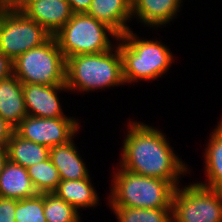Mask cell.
<instances>
[{
  "mask_svg": "<svg viewBox=\"0 0 222 222\" xmlns=\"http://www.w3.org/2000/svg\"><path fill=\"white\" fill-rule=\"evenodd\" d=\"M87 14L108 25L119 37L130 30L126 21L132 17V9L126 0H92Z\"/></svg>",
  "mask_w": 222,
  "mask_h": 222,
  "instance_id": "obj_13",
  "label": "cell"
},
{
  "mask_svg": "<svg viewBox=\"0 0 222 222\" xmlns=\"http://www.w3.org/2000/svg\"><path fill=\"white\" fill-rule=\"evenodd\" d=\"M15 222H47L44 216V193L16 200Z\"/></svg>",
  "mask_w": 222,
  "mask_h": 222,
  "instance_id": "obj_23",
  "label": "cell"
},
{
  "mask_svg": "<svg viewBox=\"0 0 222 222\" xmlns=\"http://www.w3.org/2000/svg\"><path fill=\"white\" fill-rule=\"evenodd\" d=\"M111 206L130 208H172L175 187L166 180L142 176L120 167L114 176Z\"/></svg>",
  "mask_w": 222,
  "mask_h": 222,
  "instance_id": "obj_3",
  "label": "cell"
},
{
  "mask_svg": "<svg viewBox=\"0 0 222 222\" xmlns=\"http://www.w3.org/2000/svg\"><path fill=\"white\" fill-rule=\"evenodd\" d=\"M44 216L47 222H80L78 210L55 193H44Z\"/></svg>",
  "mask_w": 222,
  "mask_h": 222,
  "instance_id": "obj_22",
  "label": "cell"
},
{
  "mask_svg": "<svg viewBox=\"0 0 222 222\" xmlns=\"http://www.w3.org/2000/svg\"><path fill=\"white\" fill-rule=\"evenodd\" d=\"M124 139L122 169L169 181L179 187V176L188 168L175 155L164 134L143 123L131 122Z\"/></svg>",
  "mask_w": 222,
  "mask_h": 222,
  "instance_id": "obj_1",
  "label": "cell"
},
{
  "mask_svg": "<svg viewBox=\"0 0 222 222\" xmlns=\"http://www.w3.org/2000/svg\"><path fill=\"white\" fill-rule=\"evenodd\" d=\"M27 115L22 83L11 74L0 81V116L15 129Z\"/></svg>",
  "mask_w": 222,
  "mask_h": 222,
  "instance_id": "obj_12",
  "label": "cell"
},
{
  "mask_svg": "<svg viewBox=\"0 0 222 222\" xmlns=\"http://www.w3.org/2000/svg\"><path fill=\"white\" fill-rule=\"evenodd\" d=\"M173 222H222V191L198 183L175 189Z\"/></svg>",
  "mask_w": 222,
  "mask_h": 222,
  "instance_id": "obj_7",
  "label": "cell"
},
{
  "mask_svg": "<svg viewBox=\"0 0 222 222\" xmlns=\"http://www.w3.org/2000/svg\"><path fill=\"white\" fill-rule=\"evenodd\" d=\"M16 199L0 196V222H15Z\"/></svg>",
  "mask_w": 222,
  "mask_h": 222,
  "instance_id": "obj_24",
  "label": "cell"
},
{
  "mask_svg": "<svg viewBox=\"0 0 222 222\" xmlns=\"http://www.w3.org/2000/svg\"><path fill=\"white\" fill-rule=\"evenodd\" d=\"M8 160L28 168L49 157V148L23 139L15 131L7 144Z\"/></svg>",
  "mask_w": 222,
  "mask_h": 222,
  "instance_id": "obj_18",
  "label": "cell"
},
{
  "mask_svg": "<svg viewBox=\"0 0 222 222\" xmlns=\"http://www.w3.org/2000/svg\"><path fill=\"white\" fill-rule=\"evenodd\" d=\"M90 176L80 180H61L53 192L59 198L71 204L76 210L97 205L98 195L90 183Z\"/></svg>",
  "mask_w": 222,
  "mask_h": 222,
  "instance_id": "obj_17",
  "label": "cell"
},
{
  "mask_svg": "<svg viewBox=\"0 0 222 222\" xmlns=\"http://www.w3.org/2000/svg\"><path fill=\"white\" fill-rule=\"evenodd\" d=\"M208 147L205 149V168L207 183H198L210 189L222 191V119L212 132Z\"/></svg>",
  "mask_w": 222,
  "mask_h": 222,
  "instance_id": "obj_19",
  "label": "cell"
},
{
  "mask_svg": "<svg viewBox=\"0 0 222 222\" xmlns=\"http://www.w3.org/2000/svg\"><path fill=\"white\" fill-rule=\"evenodd\" d=\"M109 34L119 39L117 33L108 25L87 13H74L53 36L67 60L75 55L94 54L113 49L108 39Z\"/></svg>",
  "mask_w": 222,
  "mask_h": 222,
  "instance_id": "obj_5",
  "label": "cell"
},
{
  "mask_svg": "<svg viewBox=\"0 0 222 222\" xmlns=\"http://www.w3.org/2000/svg\"><path fill=\"white\" fill-rule=\"evenodd\" d=\"M3 10L2 0H0V12Z\"/></svg>",
  "mask_w": 222,
  "mask_h": 222,
  "instance_id": "obj_31",
  "label": "cell"
},
{
  "mask_svg": "<svg viewBox=\"0 0 222 222\" xmlns=\"http://www.w3.org/2000/svg\"><path fill=\"white\" fill-rule=\"evenodd\" d=\"M13 74V61L0 51V81Z\"/></svg>",
  "mask_w": 222,
  "mask_h": 222,
  "instance_id": "obj_27",
  "label": "cell"
},
{
  "mask_svg": "<svg viewBox=\"0 0 222 222\" xmlns=\"http://www.w3.org/2000/svg\"><path fill=\"white\" fill-rule=\"evenodd\" d=\"M13 74L21 83L66 85V59L55 37L13 60Z\"/></svg>",
  "mask_w": 222,
  "mask_h": 222,
  "instance_id": "obj_6",
  "label": "cell"
},
{
  "mask_svg": "<svg viewBox=\"0 0 222 222\" xmlns=\"http://www.w3.org/2000/svg\"><path fill=\"white\" fill-rule=\"evenodd\" d=\"M37 194L27 169L7 160L0 173V196L21 200Z\"/></svg>",
  "mask_w": 222,
  "mask_h": 222,
  "instance_id": "obj_14",
  "label": "cell"
},
{
  "mask_svg": "<svg viewBox=\"0 0 222 222\" xmlns=\"http://www.w3.org/2000/svg\"><path fill=\"white\" fill-rule=\"evenodd\" d=\"M73 13H87L92 0H67Z\"/></svg>",
  "mask_w": 222,
  "mask_h": 222,
  "instance_id": "obj_28",
  "label": "cell"
},
{
  "mask_svg": "<svg viewBox=\"0 0 222 222\" xmlns=\"http://www.w3.org/2000/svg\"><path fill=\"white\" fill-rule=\"evenodd\" d=\"M49 157L58 170L60 180H80L89 176L73 140L68 143L49 148Z\"/></svg>",
  "mask_w": 222,
  "mask_h": 222,
  "instance_id": "obj_15",
  "label": "cell"
},
{
  "mask_svg": "<svg viewBox=\"0 0 222 222\" xmlns=\"http://www.w3.org/2000/svg\"><path fill=\"white\" fill-rule=\"evenodd\" d=\"M119 222H173L172 208H130L111 206Z\"/></svg>",
  "mask_w": 222,
  "mask_h": 222,
  "instance_id": "obj_21",
  "label": "cell"
},
{
  "mask_svg": "<svg viewBox=\"0 0 222 222\" xmlns=\"http://www.w3.org/2000/svg\"><path fill=\"white\" fill-rule=\"evenodd\" d=\"M94 54L75 55L66 60L68 90L91 91L121 85L124 82L122 57L118 46Z\"/></svg>",
  "mask_w": 222,
  "mask_h": 222,
  "instance_id": "obj_2",
  "label": "cell"
},
{
  "mask_svg": "<svg viewBox=\"0 0 222 222\" xmlns=\"http://www.w3.org/2000/svg\"><path fill=\"white\" fill-rule=\"evenodd\" d=\"M52 35L23 12H0V51L12 61L26 51L41 46Z\"/></svg>",
  "mask_w": 222,
  "mask_h": 222,
  "instance_id": "obj_8",
  "label": "cell"
},
{
  "mask_svg": "<svg viewBox=\"0 0 222 222\" xmlns=\"http://www.w3.org/2000/svg\"><path fill=\"white\" fill-rule=\"evenodd\" d=\"M181 0H140L132 9V16L136 15L140 21L153 26L167 24L177 15Z\"/></svg>",
  "mask_w": 222,
  "mask_h": 222,
  "instance_id": "obj_16",
  "label": "cell"
},
{
  "mask_svg": "<svg viewBox=\"0 0 222 222\" xmlns=\"http://www.w3.org/2000/svg\"><path fill=\"white\" fill-rule=\"evenodd\" d=\"M34 0H2L4 10L22 12Z\"/></svg>",
  "mask_w": 222,
  "mask_h": 222,
  "instance_id": "obj_26",
  "label": "cell"
},
{
  "mask_svg": "<svg viewBox=\"0 0 222 222\" xmlns=\"http://www.w3.org/2000/svg\"><path fill=\"white\" fill-rule=\"evenodd\" d=\"M136 36L130 29L118 39L125 83L156 79L172 64V53L165 45Z\"/></svg>",
  "mask_w": 222,
  "mask_h": 222,
  "instance_id": "obj_4",
  "label": "cell"
},
{
  "mask_svg": "<svg viewBox=\"0 0 222 222\" xmlns=\"http://www.w3.org/2000/svg\"><path fill=\"white\" fill-rule=\"evenodd\" d=\"M14 128L0 116V148H7Z\"/></svg>",
  "mask_w": 222,
  "mask_h": 222,
  "instance_id": "obj_25",
  "label": "cell"
},
{
  "mask_svg": "<svg viewBox=\"0 0 222 222\" xmlns=\"http://www.w3.org/2000/svg\"><path fill=\"white\" fill-rule=\"evenodd\" d=\"M140 0H126L127 4L133 9Z\"/></svg>",
  "mask_w": 222,
  "mask_h": 222,
  "instance_id": "obj_30",
  "label": "cell"
},
{
  "mask_svg": "<svg viewBox=\"0 0 222 222\" xmlns=\"http://www.w3.org/2000/svg\"><path fill=\"white\" fill-rule=\"evenodd\" d=\"M8 160L7 148H0V173Z\"/></svg>",
  "mask_w": 222,
  "mask_h": 222,
  "instance_id": "obj_29",
  "label": "cell"
},
{
  "mask_svg": "<svg viewBox=\"0 0 222 222\" xmlns=\"http://www.w3.org/2000/svg\"><path fill=\"white\" fill-rule=\"evenodd\" d=\"M36 21L52 36L57 33L74 14L67 0H34L22 11Z\"/></svg>",
  "mask_w": 222,
  "mask_h": 222,
  "instance_id": "obj_11",
  "label": "cell"
},
{
  "mask_svg": "<svg viewBox=\"0 0 222 222\" xmlns=\"http://www.w3.org/2000/svg\"><path fill=\"white\" fill-rule=\"evenodd\" d=\"M27 114L41 118L66 117L60 107L56 92L67 89L66 85H43L22 83Z\"/></svg>",
  "mask_w": 222,
  "mask_h": 222,
  "instance_id": "obj_10",
  "label": "cell"
},
{
  "mask_svg": "<svg viewBox=\"0 0 222 222\" xmlns=\"http://www.w3.org/2000/svg\"><path fill=\"white\" fill-rule=\"evenodd\" d=\"M79 124L73 118H41L27 115L14 131L23 139L48 148L63 145L77 134Z\"/></svg>",
  "mask_w": 222,
  "mask_h": 222,
  "instance_id": "obj_9",
  "label": "cell"
},
{
  "mask_svg": "<svg viewBox=\"0 0 222 222\" xmlns=\"http://www.w3.org/2000/svg\"><path fill=\"white\" fill-rule=\"evenodd\" d=\"M26 169L35 190L39 194L53 193L61 181L58 170L53 165L50 157Z\"/></svg>",
  "mask_w": 222,
  "mask_h": 222,
  "instance_id": "obj_20",
  "label": "cell"
}]
</instances>
